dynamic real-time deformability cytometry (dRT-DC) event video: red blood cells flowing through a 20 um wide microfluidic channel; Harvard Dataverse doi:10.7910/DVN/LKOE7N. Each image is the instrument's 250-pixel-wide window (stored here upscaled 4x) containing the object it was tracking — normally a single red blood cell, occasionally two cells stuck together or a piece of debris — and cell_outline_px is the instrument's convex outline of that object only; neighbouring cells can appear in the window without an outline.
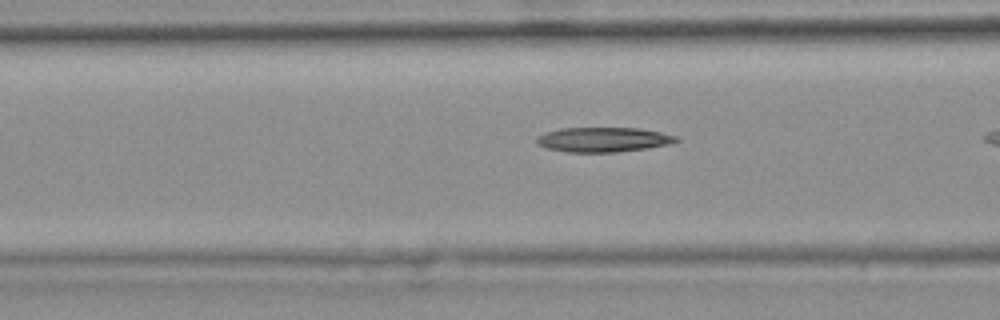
{"species": "common noctule bat (a hibernating species)", "species_latin": "Nyctalus noctula", "temperature_condition": "warm", "stored_images_in_passage": 24, "camera_frame_rate_fps": 3000, "um_per_image_px": 0.085, "animal": {"sex": "female", "body_mass_g": 25.1}, "frame": {"image": 1, "passage_image": 8, "time_ms": 2.333, "image_size_px": [1000, 320], "cell_outline_px": [[680, 140], [668, 144], [648, 148], [616, 152], [568, 152], [548, 148], [536, 144], [536, 136], [544, 132], [560, 128], [640, 128], [660, 132], [676, 136]], "centroid_in_image_um": [51.24, 11.86], "position_along_channel_um": 115.4, "area_um2": 20.11}}